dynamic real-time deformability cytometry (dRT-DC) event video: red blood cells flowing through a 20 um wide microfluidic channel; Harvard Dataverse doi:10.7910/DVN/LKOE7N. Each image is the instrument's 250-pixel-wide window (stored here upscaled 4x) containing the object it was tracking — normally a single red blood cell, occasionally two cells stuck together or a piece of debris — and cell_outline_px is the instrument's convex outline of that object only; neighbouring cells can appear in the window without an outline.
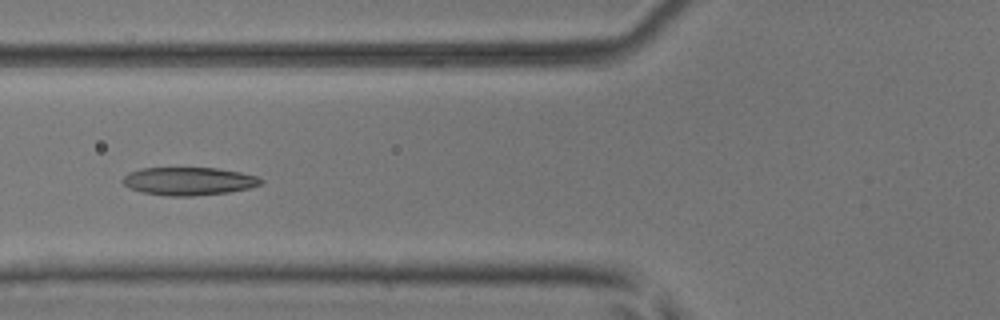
{"species": "common noctule bat (a hibernating species)", "species_latin": "Nyctalus noctula", "temperature_condition": "room temperature", "stored_images_in_passage": 35, "camera_frame_rate_fps": 3000, "um_per_image_px": 0.085, "animal": {"sex": "male", "body_mass_g": 17.9, "forearm_length_mm": 54.2}, "frame": {"image": 1, "passage_image": 6, "time_ms": 1.667, "image_size_px": [1000, 320], "cell_outline_px": [[264, 180], [260, 184], [248, 188], [228, 192], [192, 196], [168, 196], [144, 192], [128, 188], [120, 180], [128, 172], [140, 168], [216, 168], [240, 172], [256, 176]], "centroid_in_image_um": [16.0, 15.39], "position_along_channel_um": 109.8, "area_um2": 22.48}}
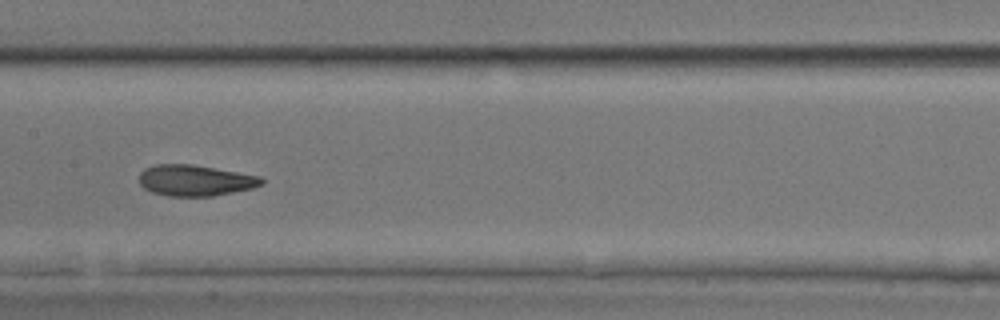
{"frame": {"image": 2, "passage_image": 12, "time_ms": 3.667, "image_size_px": [1000, 320], "cell_outline_px": [[264, 184], [252, 188], [212, 196], [168, 196], [152, 192], [144, 188], [140, 184], [140, 172], [144, 168], [156, 164], [192, 164], [260, 176], [264, 180]], "centroid_in_image_um": [16.58, 15.33], "position_along_channel_um": 190.8, "area_um2": 22.08}}
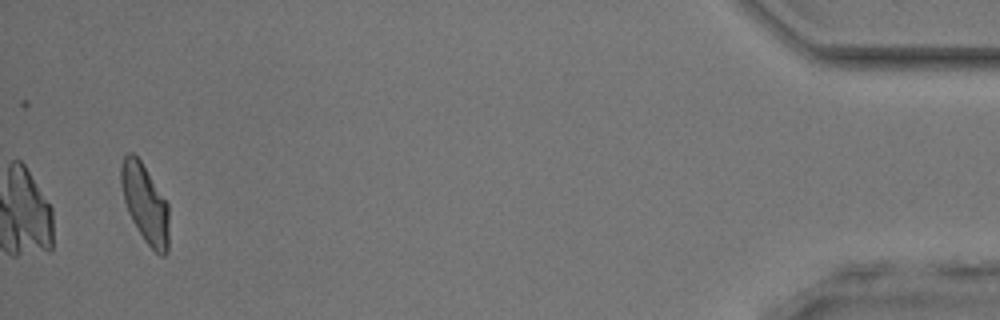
{"frame": {"image": 3, "passage_image": 35, "time_ms": 11.333, "image_size_px": [1000, 320], "cell_outline_px": [[168, 252], [164, 256], [160, 256], [144, 240], [132, 220], [128, 212], [124, 200], [120, 184], [120, 168], [124, 156], [128, 152], [132, 152], [140, 160], [168, 204]], "centroid_in_image_um": [12.32, 17.3], "position_along_channel_um": 422.9, "area_um2": 21.73}, "authors_computed_cell_mechanics": {"area_um2": 22.4842, "velocity_mm_per_s": 4.0616, "shape_relaxation_time_tau1_ms": 3.3614, "shape_relaxation_time_tau2_ms": 1.4499, "deformation_change_tau1": 0.1421, "deformation_change_tau2": 0.0764}}